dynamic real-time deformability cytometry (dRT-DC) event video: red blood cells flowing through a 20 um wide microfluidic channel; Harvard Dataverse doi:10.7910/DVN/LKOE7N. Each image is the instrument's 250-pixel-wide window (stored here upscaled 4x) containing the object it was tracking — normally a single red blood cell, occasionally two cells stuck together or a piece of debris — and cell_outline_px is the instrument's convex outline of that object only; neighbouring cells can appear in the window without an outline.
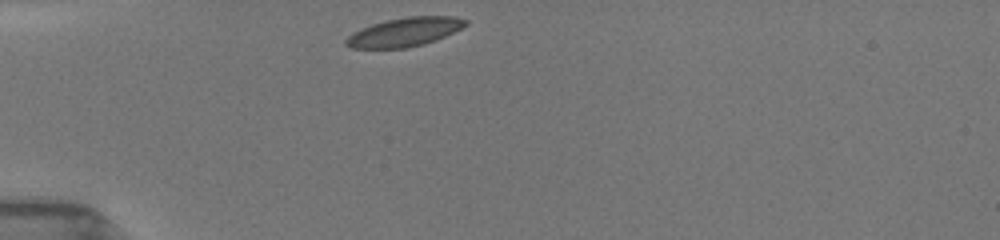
{"species": "common noctule bat (a hibernating species)", "species_latin": "Nyctalus noctula", "temperature_condition": "room temperature", "stored_images_in_passage": 30, "camera_frame_rate_fps": 3000, "um_per_image_px": 0.085, "animal": {"sex": "female", "body_mass_g": 19.5, "forearm_length_mm": 54.1}, "frame": {"image": 1, "passage_image": 1, "time_ms": 0.0, "image_size_px": [1000, 240], "cell_outline_px": [[468, 24], [436, 40], [424, 44], [404, 48], [352, 48], [344, 44], [344, 40], [352, 32], [372, 24], [388, 20], [408, 16], [452, 16], [468, 20]], "centroid_in_image_um": [34.36, 2.72], "position_along_channel_um": 50.6, "area_um2": 19.94}}
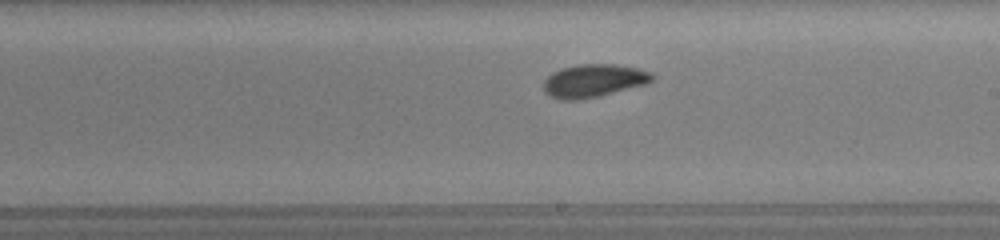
{"frame": {"image": 2, "passage_image": 15, "time_ms": 5.333, "image_size_px": [1000, 240], "cell_outline_px": [[656, 76], [648, 84], [600, 96], [580, 100], [560, 100], [548, 96], [544, 92], [544, 80], [552, 72], [560, 68], [580, 64], [616, 64], [640, 68], [652, 72]], "centroid_in_image_um": [50.48, 6.86], "position_along_channel_um": 238.5, "area_um2": 21.39}}
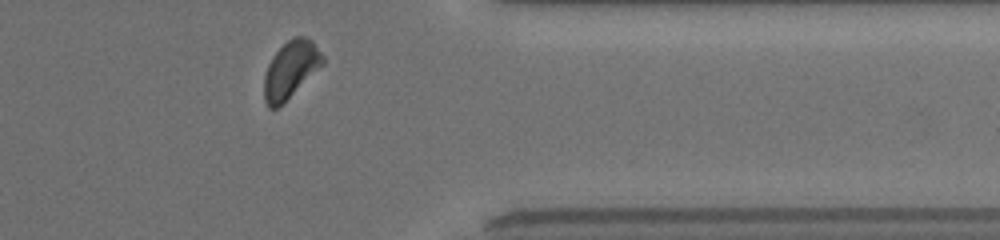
{"frame": {"image": 3, "passage_image": 27, "time_ms": 9.333, "image_size_px": [1000, 240], "cell_outline_px": [[324, 64], [276, 108], [268, 108], [264, 100], [264, 76], [268, 64], [272, 56], [292, 36], [304, 36], [312, 40], [324, 56]], "centroid_in_image_um": [24.7, 5.88], "position_along_channel_um": 386.7, "area_um2": 19.19}, "authors_computed_cell_mechanics": {"area_um2": 20.3456, "velocity_mm_per_s": 3.9246, "shape_relaxation_time_tau1_ms": 2.32, "shape_relaxation_time_tau2_ms": 5.4283, "deformation_change_tau1": 0.0907, "deformation_change_tau2": 0.0762}}